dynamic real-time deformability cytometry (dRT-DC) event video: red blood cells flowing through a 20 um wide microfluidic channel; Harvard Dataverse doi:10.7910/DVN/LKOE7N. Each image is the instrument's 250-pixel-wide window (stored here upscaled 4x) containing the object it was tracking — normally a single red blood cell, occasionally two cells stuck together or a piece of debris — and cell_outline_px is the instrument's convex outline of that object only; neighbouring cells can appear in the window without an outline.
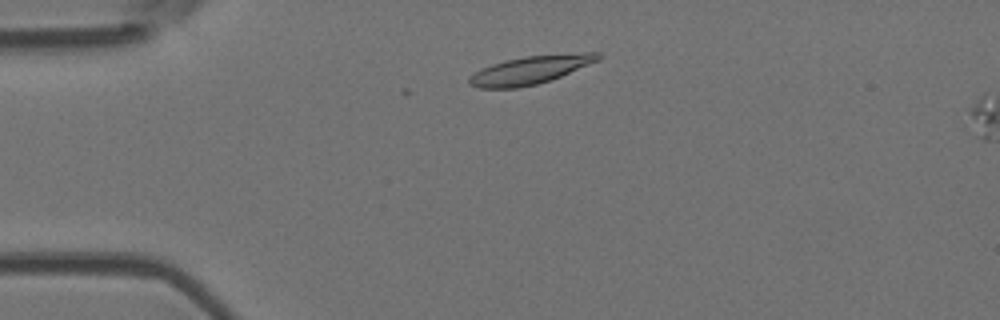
{"species": "Egyptian fruit bat (a non-hibernating species)", "species_latin": "Rousettus aegyptiacus", "temperature_condition": "room temperature", "stored_images_in_passage": 8, "segment_of_instrument_passage": [1, 2], "camera_frame_rate_fps": 3000, "um_per_image_px": 0.085, "animal": {"sex": "female"}, "frame": {"image": 1, "passage_image": 6, "time_ms": 1.667, "image_size_px": [1000, 320], "cell_outline_px": [[604, 56], [600, 60], [552, 80], [536, 84], [516, 88], [480, 88], [468, 84], [468, 80], [480, 68], [504, 60], [524, 56], [584, 52], [600, 52]], "centroid_in_image_um": [45.14, 5.93], "position_along_channel_um": 39.9, "area_um2": 21.33}}